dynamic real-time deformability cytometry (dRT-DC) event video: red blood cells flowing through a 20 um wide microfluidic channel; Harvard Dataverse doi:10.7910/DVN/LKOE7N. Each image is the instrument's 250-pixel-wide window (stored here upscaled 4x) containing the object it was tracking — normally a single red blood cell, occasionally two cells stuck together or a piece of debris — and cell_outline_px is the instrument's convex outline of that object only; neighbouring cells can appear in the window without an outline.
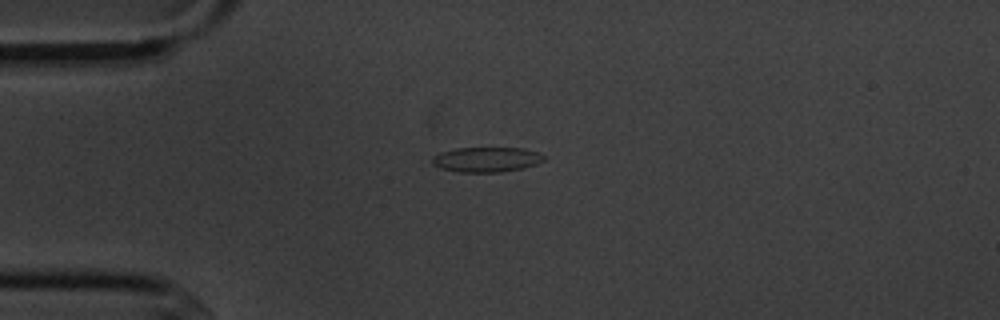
{"species": "common noctule bat (a hibernating species)", "species_latin": "Nyctalus noctula", "temperature_condition": "cold", "stored_images_in_passage": 3, "camera_frame_rate_fps": 3000, "um_per_image_px": 0.085, "animal": {"sex": "male", "body_mass_g": 20.1, "forearm_length_mm": 53.5}, "frame": {"image": 1, "passage_image": 3, "time_ms": 2.333, "image_size_px": [1000, 320], "cell_outline_px": [[544, 160], [536, 164], [524, 168], [500, 172], [460, 172], [440, 168], [432, 164], [432, 156], [440, 152], [456, 148], [520, 148], [536, 152], [544, 156]], "centroid_in_image_um": [41.31, 13.56], "position_along_channel_um": 43.7, "area_um2": 16.18}}